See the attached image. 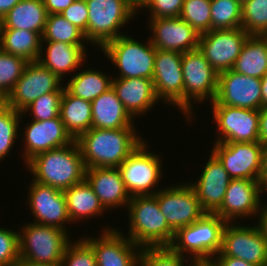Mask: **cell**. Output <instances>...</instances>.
Instances as JSON below:
<instances>
[{
	"label": "cell",
	"instance_id": "obj_1",
	"mask_svg": "<svg viewBox=\"0 0 267 266\" xmlns=\"http://www.w3.org/2000/svg\"><path fill=\"white\" fill-rule=\"evenodd\" d=\"M144 141V138L138 136L135 127L91 128L76 139L86 169L118 168Z\"/></svg>",
	"mask_w": 267,
	"mask_h": 266
},
{
	"label": "cell",
	"instance_id": "obj_2",
	"mask_svg": "<svg viewBox=\"0 0 267 266\" xmlns=\"http://www.w3.org/2000/svg\"><path fill=\"white\" fill-rule=\"evenodd\" d=\"M33 181L64 191L85 180L80 148L72 143L40 153L26 163Z\"/></svg>",
	"mask_w": 267,
	"mask_h": 266
},
{
	"label": "cell",
	"instance_id": "obj_3",
	"mask_svg": "<svg viewBox=\"0 0 267 266\" xmlns=\"http://www.w3.org/2000/svg\"><path fill=\"white\" fill-rule=\"evenodd\" d=\"M129 218L128 238L143 247L170 246L175 231L163 216L155 195L133 196L127 206Z\"/></svg>",
	"mask_w": 267,
	"mask_h": 266
},
{
	"label": "cell",
	"instance_id": "obj_4",
	"mask_svg": "<svg viewBox=\"0 0 267 266\" xmlns=\"http://www.w3.org/2000/svg\"><path fill=\"white\" fill-rule=\"evenodd\" d=\"M226 222L215 213H205L194 223L179 228L170 247L190 261L209 263L222 247Z\"/></svg>",
	"mask_w": 267,
	"mask_h": 266
},
{
	"label": "cell",
	"instance_id": "obj_5",
	"mask_svg": "<svg viewBox=\"0 0 267 266\" xmlns=\"http://www.w3.org/2000/svg\"><path fill=\"white\" fill-rule=\"evenodd\" d=\"M21 229L18 232L20 259L60 266L64 251L72 241L68 230L34 222L26 223Z\"/></svg>",
	"mask_w": 267,
	"mask_h": 266
},
{
	"label": "cell",
	"instance_id": "obj_6",
	"mask_svg": "<svg viewBox=\"0 0 267 266\" xmlns=\"http://www.w3.org/2000/svg\"><path fill=\"white\" fill-rule=\"evenodd\" d=\"M89 15L86 40L101 49L107 42L123 35L120 32L137 12L129 0H85Z\"/></svg>",
	"mask_w": 267,
	"mask_h": 266
},
{
	"label": "cell",
	"instance_id": "obj_7",
	"mask_svg": "<svg viewBox=\"0 0 267 266\" xmlns=\"http://www.w3.org/2000/svg\"><path fill=\"white\" fill-rule=\"evenodd\" d=\"M100 50L120 70L116 78L152 79L156 48L150 39L144 44L123 34L107 42Z\"/></svg>",
	"mask_w": 267,
	"mask_h": 266
},
{
	"label": "cell",
	"instance_id": "obj_8",
	"mask_svg": "<svg viewBox=\"0 0 267 266\" xmlns=\"http://www.w3.org/2000/svg\"><path fill=\"white\" fill-rule=\"evenodd\" d=\"M182 72L184 78V115L189 123L192 118L193 103L214 101L218 88V72L196 48L182 55Z\"/></svg>",
	"mask_w": 267,
	"mask_h": 266
},
{
	"label": "cell",
	"instance_id": "obj_9",
	"mask_svg": "<svg viewBox=\"0 0 267 266\" xmlns=\"http://www.w3.org/2000/svg\"><path fill=\"white\" fill-rule=\"evenodd\" d=\"M145 140L118 167L125 188L131 197L155 195L160 189H153L163 176L162 160L158 153H151ZM157 154V155H156Z\"/></svg>",
	"mask_w": 267,
	"mask_h": 266
},
{
	"label": "cell",
	"instance_id": "obj_10",
	"mask_svg": "<svg viewBox=\"0 0 267 266\" xmlns=\"http://www.w3.org/2000/svg\"><path fill=\"white\" fill-rule=\"evenodd\" d=\"M212 152L231 179L259 180L266 161L265 147L260 142L214 143Z\"/></svg>",
	"mask_w": 267,
	"mask_h": 266
},
{
	"label": "cell",
	"instance_id": "obj_11",
	"mask_svg": "<svg viewBox=\"0 0 267 266\" xmlns=\"http://www.w3.org/2000/svg\"><path fill=\"white\" fill-rule=\"evenodd\" d=\"M226 223L222 233V247L216 256L242 259L256 266H267V238L258 227Z\"/></svg>",
	"mask_w": 267,
	"mask_h": 266
},
{
	"label": "cell",
	"instance_id": "obj_12",
	"mask_svg": "<svg viewBox=\"0 0 267 266\" xmlns=\"http://www.w3.org/2000/svg\"><path fill=\"white\" fill-rule=\"evenodd\" d=\"M62 80L38 61L28 62L12 91L4 99V103L22 112L33 101L43 94L64 90Z\"/></svg>",
	"mask_w": 267,
	"mask_h": 266
},
{
	"label": "cell",
	"instance_id": "obj_13",
	"mask_svg": "<svg viewBox=\"0 0 267 266\" xmlns=\"http://www.w3.org/2000/svg\"><path fill=\"white\" fill-rule=\"evenodd\" d=\"M212 116L216 122L215 143L259 142V112L247 108L227 105H212Z\"/></svg>",
	"mask_w": 267,
	"mask_h": 266
},
{
	"label": "cell",
	"instance_id": "obj_14",
	"mask_svg": "<svg viewBox=\"0 0 267 266\" xmlns=\"http://www.w3.org/2000/svg\"><path fill=\"white\" fill-rule=\"evenodd\" d=\"M182 55L177 51L156 49L152 81L157 98L178 107L184 114Z\"/></svg>",
	"mask_w": 267,
	"mask_h": 266
},
{
	"label": "cell",
	"instance_id": "obj_15",
	"mask_svg": "<svg viewBox=\"0 0 267 266\" xmlns=\"http://www.w3.org/2000/svg\"><path fill=\"white\" fill-rule=\"evenodd\" d=\"M187 183L167 186L155 194L163 216L175 232L194 223L206 213L195 191Z\"/></svg>",
	"mask_w": 267,
	"mask_h": 266
},
{
	"label": "cell",
	"instance_id": "obj_16",
	"mask_svg": "<svg viewBox=\"0 0 267 266\" xmlns=\"http://www.w3.org/2000/svg\"><path fill=\"white\" fill-rule=\"evenodd\" d=\"M249 34L241 27L201 34L198 49L219 73L231 70Z\"/></svg>",
	"mask_w": 267,
	"mask_h": 266
},
{
	"label": "cell",
	"instance_id": "obj_17",
	"mask_svg": "<svg viewBox=\"0 0 267 266\" xmlns=\"http://www.w3.org/2000/svg\"><path fill=\"white\" fill-rule=\"evenodd\" d=\"M212 105L259 110L262 108L261 79L227 70L218 75V88Z\"/></svg>",
	"mask_w": 267,
	"mask_h": 266
},
{
	"label": "cell",
	"instance_id": "obj_18",
	"mask_svg": "<svg viewBox=\"0 0 267 266\" xmlns=\"http://www.w3.org/2000/svg\"><path fill=\"white\" fill-rule=\"evenodd\" d=\"M119 231L107 227L100 237H83L94 251L96 266H137L142 248Z\"/></svg>",
	"mask_w": 267,
	"mask_h": 266
},
{
	"label": "cell",
	"instance_id": "obj_19",
	"mask_svg": "<svg viewBox=\"0 0 267 266\" xmlns=\"http://www.w3.org/2000/svg\"><path fill=\"white\" fill-rule=\"evenodd\" d=\"M31 182L27 198L32 216L35 218L33 222L67 230L65 224L71 220L63 191L33 180Z\"/></svg>",
	"mask_w": 267,
	"mask_h": 266
},
{
	"label": "cell",
	"instance_id": "obj_20",
	"mask_svg": "<svg viewBox=\"0 0 267 266\" xmlns=\"http://www.w3.org/2000/svg\"><path fill=\"white\" fill-rule=\"evenodd\" d=\"M260 198L259 180L231 179L222 205L215 214L226 223L256 216L262 203Z\"/></svg>",
	"mask_w": 267,
	"mask_h": 266
},
{
	"label": "cell",
	"instance_id": "obj_21",
	"mask_svg": "<svg viewBox=\"0 0 267 266\" xmlns=\"http://www.w3.org/2000/svg\"><path fill=\"white\" fill-rule=\"evenodd\" d=\"M148 24L153 32L150 42L156 49L185 53L198 48L200 35L180 17L149 19Z\"/></svg>",
	"mask_w": 267,
	"mask_h": 266
},
{
	"label": "cell",
	"instance_id": "obj_22",
	"mask_svg": "<svg viewBox=\"0 0 267 266\" xmlns=\"http://www.w3.org/2000/svg\"><path fill=\"white\" fill-rule=\"evenodd\" d=\"M23 129L25 164L40 153L74 141L66 131L60 116L46 121L31 120Z\"/></svg>",
	"mask_w": 267,
	"mask_h": 266
},
{
	"label": "cell",
	"instance_id": "obj_23",
	"mask_svg": "<svg viewBox=\"0 0 267 266\" xmlns=\"http://www.w3.org/2000/svg\"><path fill=\"white\" fill-rule=\"evenodd\" d=\"M211 156L197 181L189 183L206 213H215L222 205L231 178L222 162L211 151Z\"/></svg>",
	"mask_w": 267,
	"mask_h": 266
},
{
	"label": "cell",
	"instance_id": "obj_24",
	"mask_svg": "<svg viewBox=\"0 0 267 266\" xmlns=\"http://www.w3.org/2000/svg\"><path fill=\"white\" fill-rule=\"evenodd\" d=\"M85 180L92 187L106 210L127 207L131 196L127 192L119 168L86 169Z\"/></svg>",
	"mask_w": 267,
	"mask_h": 266
},
{
	"label": "cell",
	"instance_id": "obj_25",
	"mask_svg": "<svg viewBox=\"0 0 267 266\" xmlns=\"http://www.w3.org/2000/svg\"><path fill=\"white\" fill-rule=\"evenodd\" d=\"M111 87L132 118L148 113L160 101L152 79L112 77Z\"/></svg>",
	"mask_w": 267,
	"mask_h": 266
},
{
	"label": "cell",
	"instance_id": "obj_26",
	"mask_svg": "<svg viewBox=\"0 0 267 266\" xmlns=\"http://www.w3.org/2000/svg\"><path fill=\"white\" fill-rule=\"evenodd\" d=\"M85 47L86 45H72L65 42H45L41 45L38 62L63 81L66 74L75 72L77 68L84 65V60L87 58ZM43 49H45L44 52Z\"/></svg>",
	"mask_w": 267,
	"mask_h": 266
},
{
	"label": "cell",
	"instance_id": "obj_27",
	"mask_svg": "<svg viewBox=\"0 0 267 266\" xmlns=\"http://www.w3.org/2000/svg\"><path fill=\"white\" fill-rule=\"evenodd\" d=\"M92 128L119 129L135 127L134 118L125 110L111 87L91 102Z\"/></svg>",
	"mask_w": 267,
	"mask_h": 266
},
{
	"label": "cell",
	"instance_id": "obj_28",
	"mask_svg": "<svg viewBox=\"0 0 267 266\" xmlns=\"http://www.w3.org/2000/svg\"><path fill=\"white\" fill-rule=\"evenodd\" d=\"M48 13L43 0H21L0 21V29H23L43 34Z\"/></svg>",
	"mask_w": 267,
	"mask_h": 266
},
{
	"label": "cell",
	"instance_id": "obj_29",
	"mask_svg": "<svg viewBox=\"0 0 267 266\" xmlns=\"http://www.w3.org/2000/svg\"><path fill=\"white\" fill-rule=\"evenodd\" d=\"M60 117L66 131L76 140L92 128L91 102L71 95L64 88L60 102Z\"/></svg>",
	"mask_w": 267,
	"mask_h": 266
},
{
	"label": "cell",
	"instance_id": "obj_30",
	"mask_svg": "<svg viewBox=\"0 0 267 266\" xmlns=\"http://www.w3.org/2000/svg\"><path fill=\"white\" fill-rule=\"evenodd\" d=\"M72 222L102 216L107 211L86 180L63 191Z\"/></svg>",
	"mask_w": 267,
	"mask_h": 266
},
{
	"label": "cell",
	"instance_id": "obj_31",
	"mask_svg": "<svg viewBox=\"0 0 267 266\" xmlns=\"http://www.w3.org/2000/svg\"><path fill=\"white\" fill-rule=\"evenodd\" d=\"M42 35L23 29H0V49L10 55L24 58L28 62L38 61Z\"/></svg>",
	"mask_w": 267,
	"mask_h": 266
},
{
	"label": "cell",
	"instance_id": "obj_32",
	"mask_svg": "<svg viewBox=\"0 0 267 266\" xmlns=\"http://www.w3.org/2000/svg\"><path fill=\"white\" fill-rule=\"evenodd\" d=\"M232 70L260 79L266 74L267 40L263 35H249Z\"/></svg>",
	"mask_w": 267,
	"mask_h": 266
},
{
	"label": "cell",
	"instance_id": "obj_33",
	"mask_svg": "<svg viewBox=\"0 0 267 266\" xmlns=\"http://www.w3.org/2000/svg\"><path fill=\"white\" fill-rule=\"evenodd\" d=\"M111 75L105 72L97 71L96 68H86L77 74H73L72 78L65 83V89L73 96L92 102L111 88Z\"/></svg>",
	"mask_w": 267,
	"mask_h": 266
},
{
	"label": "cell",
	"instance_id": "obj_34",
	"mask_svg": "<svg viewBox=\"0 0 267 266\" xmlns=\"http://www.w3.org/2000/svg\"><path fill=\"white\" fill-rule=\"evenodd\" d=\"M84 33L61 14H49L42 34L44 42H65L72 45L89 44ZM84 42V43H83Z\"/></svg>",
	"mask_w": 267,
	"mask_h": 266
},
{
	"label": "cell",
	"instance_id": "obj_35",
	"mask_svg": "<svg viewBox=\"0 0 267 266\" xmlns=\"http://www.w3.org/2000/svg\"><path fill=\"white\" fill-rule=\"evenodd\" d=\"M241 0H211V30L241 27Z\"/></svg>",
	"mask_w": 267,
	"mask_h": 266
},
{
	"label": "cell",
	"instance_id": "obj_36",
	"mask_svg": "<svg viewBox=\"0 0 267 266\" xmlns=\"http://www.w3.org/2000/svg\"><path fill=\"white\" fill-rule=\"evenodd\" d=\"M23 114L5 103L0 107V161L8 156L15 139L19 137V124Z\"/></svg>",
	"mask_w": 267,
	"mask_h": 266
},
{
	"label": "cell",
	"instance_id": "obj_37",
	"mask_svg": "<svg viewBox=\"0 0 267 266\" xmlns=\"http://www.w3.org/2000/svg\"><path fill=\"white\" fill-rule=\"evenodd\" d=\"M241 28L249 35L267 31V0H241Z\"/></svg>",
	"mask_w": 267,
	"mask_h": 266
},
{
	"label": "cell",
	"instance_id": "obj_38",
	"mask_svg": "<svg viewBox=\"0 0 267 266\" xmlns=\"http://www.w3.org/2000/svg\"><path fill=\"white\" fill-rule=\"evenodd\" d=\"M179 17L199 35L211 31V0H184Z\"/></svg>",
	"mask_w": 267,
	"mask_h": 266
},
{
	"label": "cell",
	"instance_id": "obj_39",
	"mask_svg": "<svg viewBox=\"0 0 267 266\" xmlns=\"http://www.w3.org/2000/svg\"><path fill=\"white\" fill-rule=\"evenodd\" d=\"M28 61L0 49V97L5 99L21 77Z\"/></svg>",
	"mask_w": 267,
	"mask_h": 266
},
{
	"label": "cell",
	"instance_id": "obj_40",
	"mask_svg": "<svg viewBox=\"0 0 267 266\" xmlns=\"http://www.w3.org/2000/svg\"><path fill=\"white\" fill-rule=\"evenodd\" d=\"M186 260L190 259L175 252L170 246L143 247L137 266H184Z\"/></svg>",
	"mask_w": 267,
	"mask_h": 266
},
{
	"label": "cell",
	"instance_id": "obj_41",
	"mask_svg": "<svg viewBox=\"0 0 267 266\" xmlns=\"http://www.w3.org/2000/svg\"><path fill=\"white\" fill-rule=\"evenodd\" d=\"M64 90L43 94L26 107L22 114L31 113L32 120L46 121L60 116V102Z\"/></svg>",
	"mask_w": 267,
	"mask_h": 266
},
{
	"label": "cell",
	"instance_id": "obj_42",
	"mask_svg": "<svg viewBox=\"0 0 267 266\" xmlns=\"http://www.w3.org/2000/svg\"><path fill=\"white\" fill-rule=\"evenodd\" d=\"M60 266H96V258L92 247L81 237L69 242Z\"/></svg>",
	"mask_w": 267,
	"mask_h": 266
},
{
	"label": "cell",
	"instance_id": "obj_43",
	"mask_svg": "<svg viewBox=\"0 0 267 266\" xmlns=\"http://www.w3.org/2000/svg\"><path fill=\"white\" fill-rule=\"evenodd\" d=\"M19 259L18 231L0 227V266H13Z\"/></svg>",
	"mask_w": 267,
	"mask_h": 266
},
{
	"label": "cell",
	"instance_id": "obj_44",
	"mask_svg": "<svg viewBox=\"0 0 267 266\" xmlns=\"http://www.w3.org/2000/svg\"><path fill=\"white\" fill-rule=\"evenodd\" d=\"M184 0H149L143 9L150 11V18H176L180 16Z\"/></svg>",
	"mask_w": 267,
	"mask_h": 266
},
{
	"label": "cell",
	"instance_id": "obj_45",
	"mask_svg": "<svg viewBox=\"0 0 267 266\" xmlns=\"http://www.w3.org/2000/svg\"><path fill=\"white\" fill-rule=\"evenodd\" d=\"M60 14L70 23L74 24L84 34L86 33L89 11L85 0H75Z\"/></svg>",
	"mask_w": 267,
	"mask_h": 266
},
{
	"label": "cell",
	"instance_id": "obj_46",
	"mask_svg": "<svg viewBox=\"0 0 267 266\" xmlns=\"http://www.w3.org/2000/svg\"><path fill=\"white\" fill-rule=\"evenodd\" d=\"M209 264L211 266H256L242 259L228 256H214Z\"/></svg>",
	"mask_w": 267,
	"mask_h": 266
},
{
	"label": "cell",
	"instance_id": "obj_47",
	"mask_svg": "<svg viewBox=\"0 0 267 266\" xmlns=\"http://www.w3.org/2000/svg\"><path fill=\"white\" fill-rule=\"evenodd\" d=\"M75 0H43L46 11L49 14H60L67 9Z\"/></svg>",
	"mask_w": 267,
	"mask_h": 266
},
{
	"label": "cell",
	"instance_id": "obj_48",
	"mask_svg": "<svg viewBox=\"0 0 267 266\" xmlns=\"http://www.w3.org/2000/svg\"><path fill=\"white\" fill-rule=\"evenodd\" d=\"M258 112H259V127H258L259 142L264 147H267V106L260 108Z\"/></svg>",
	"mask_w": 267,
	"mask_h": 266
},
{
	"label": "cell",
	"instance_id": "obj_49",
	"mask_svg": "<svg viewBox=\"0 0 267 266\" xmlns=\"http://www.w3.org/2000/svg\"><path fill=\"white\" fill-rule=\"evenodd\" d=\"M258 224L256 226L260 230V232L267 238V203L266 206L261 203L260 209L258 211Z\"/></svg>",
	"mask_w": 267,
	"mask_h": 266
},
{
	"label": "cell",
	"instance_id": "obj_50",
	"mask_svg": "<svg viewBox=\"0 0 267 266\" xmlns=\"http://www.w3.org/2000/svg\"><path fill=\"white\" fill-rule=\"evenodd\" d=\"M21 0H0V21Z\"/></svg>",
	"mask_w": 267,
	"mask_h": 266
},
{
	"label": "cell",
	"instance_id": "obj_51",
	"mask_svg": "<svg viewBox=\"0 0 267 266\" xmlns=\"http://www.w3.org/2000/svg\"><path fill=\"white\" fill-rule=\"evenodd\" d=\"M260 195L267 192V165H264L259 178Z\"/></svg>",
	"mask_w": 267,
	"mask_h": 266
},
{
	"label": "cell",
	"instance_id": "obj_52",
	"mask_svg": "<svg viewBox=\"0 0 267 266\" xmlns=\"http://www.w3.org/2000/svg\"><path fill=\"white\" fill-rule=\"evenodd\" d=\"M261 88H262V107L267 106V72L261 78Z\"/></svg>",
	"mask_w": 267,
	"mask_h": 266
},
{
	"label": "cell",
	"instance_id": "obj_53",
	"mask_svg": "<svg viewBox=\"0 0 267 266\" xmlns=\"http://www.w3.org/2000/svg\"><path fill=\"white\" fill-rule=\"evenodd\" d=\"M13 266H54L52 264H39L19 259Z\"/></svg>",
	"mask_w": 267,
	"mask_h": 266
},
{
	"label": "cell",
	"instance_id": "obj_54",
	"mask_svg": "<svg viewBox=\"0 0 267 266\" xmlns=\"http://www.w3.org/2000/svg\"><path fill=\"white\" fill-rule=\"evenodd\" d=\"M149 0H129L131 6L138 11L139 9L143 8Z\"/></svg>",
	"mask_w": 267,
	"mask_h": 266
},
{
	"label": "cell",
	"instance_id": "obj_55",
	"mask_svg": "<svg viewBox=\"0 0 267 266\" xmlns=\"http://www.w3.org/2000/svg\"><path fill=\"white\" fill-rule=\"evenodd\" d=\"M187 266H205L207 263L206 262H201V261H190Z\"/></svg>",
	"mask_w": 267,
	"mask_h": 266
},
{
	"label": "cell",
	"instance_id": "obj_56",
	"mask_svg": "<svg viewBox=\"0 0 267 266\" xmlns=\"http://www.w3.org/2000/svg\"><path fill=\"white\" fill-rule=\"evenodd\" d=\"M4 104V99L0 97V107Z\"/></svg>",
	"mask_w": 267,
	"mask_h": 266
},
{
	"label": "cell",
	"instance_id": "obj_57",
	"mask_svg": "<svg viewBox=\"0 0 267 266\" xmlns=\"http://www.w3.org/2000/svg\"><path fill=\"white\" fill-rule=\"evenodd\" d=\"M265 153H266V161L264 165H267V147H265Z\"/></svg>",
	"mask_w": 267,
	"mask_h": 266
},
{
	"label": "cell",
	"instance_id": "obj_58",
	"mask_svg": "<svg viewBox=\"0 0 267 266\" xmlns=\"http://www.w3.org/2000/svg\"><path fill=\"white\" fill-rule=\"evenodd\" d=\"M263 36L267 40V31L263 34Z\"/></svg>",
	"mask_w": 267,
	"mask_h": 266
}]
</instances>
